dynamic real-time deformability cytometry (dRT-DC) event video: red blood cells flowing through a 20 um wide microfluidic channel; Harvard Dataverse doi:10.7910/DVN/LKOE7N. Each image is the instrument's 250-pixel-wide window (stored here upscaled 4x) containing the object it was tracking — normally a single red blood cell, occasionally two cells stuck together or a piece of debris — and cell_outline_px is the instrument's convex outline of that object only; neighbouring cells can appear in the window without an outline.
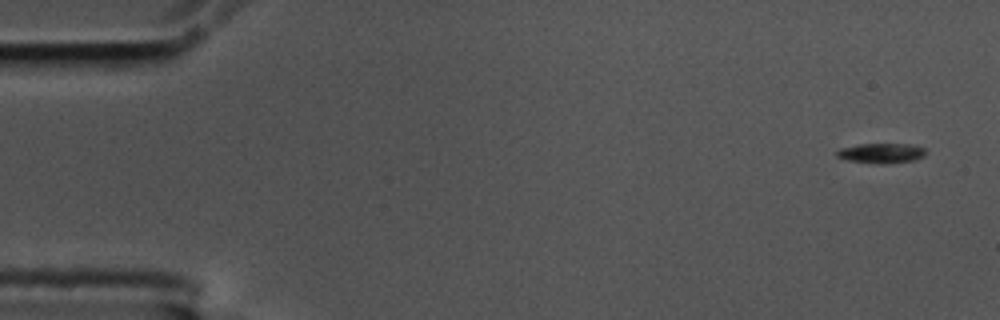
{"species": "common noctule bat (a hibernating species)", "species_latin": "Nyctalus noctula", "temperature_condition": "cold", "stored_images_in_passage": 18, "camera_frame_rate_fps": 3000, "um_per_image_px": 0.085, "animal": {"sex": "male", "body_mass_g": 17.5, "forearm_length_mm": 52.3}, "frame": {"image": 1, "passage_image": 3, "time_ms": 0.667, "image_size_px": [1000, 320], "cell_outline_px": [[924, 156], [916, 160], [876, 164], [848, 160], [836, 156], [836, 152], [840, 148], [860, 144], [908, 144], [924, 148]], "centroid_in_image_um": [74.89, 13.02], "position_along_channel_um": 10.1, "area_um2": 10.17}}